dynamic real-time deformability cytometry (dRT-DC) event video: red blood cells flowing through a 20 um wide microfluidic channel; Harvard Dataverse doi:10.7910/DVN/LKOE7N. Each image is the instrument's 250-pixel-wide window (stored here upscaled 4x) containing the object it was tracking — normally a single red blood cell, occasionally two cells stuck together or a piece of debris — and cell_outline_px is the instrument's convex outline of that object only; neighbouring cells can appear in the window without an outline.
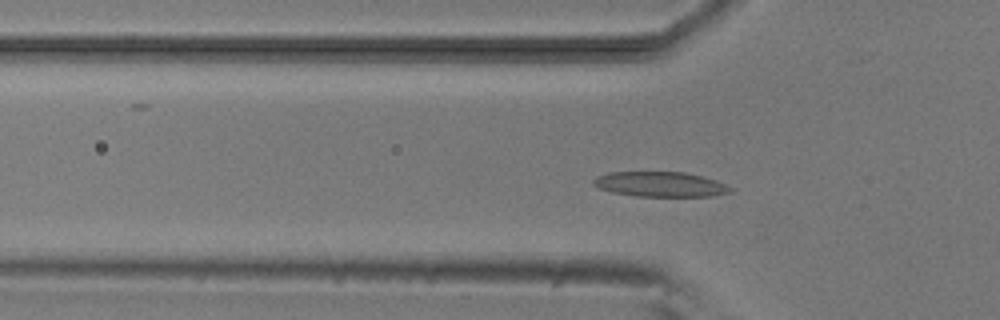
{"species": "common noctule bat (a hibernating species)", "species_latin": "Nyctalus noctula", "temperature_condition": "room temperature", "stored_images_in_passage": 53, "camera_frame_rate_fps": 3000, "um_per_image_px": 0.085, "animal": {"sex": "male", "body_mass_g": 20.5, "forearm_length_mm": 52.5}, "frame": {"image": 1, "passage_image": 16, "time_ms": 5.0, "image_size_px": [1000, 320], "cell_outline_px": [[732, 192], [712, 196], [636, 196], [612, 192], [600, 188], [592, 184], [592, 180], [596, 176], [608, 172], [684, 172], [704, 176], [716, 180], [732, 188]], "centroid_in_image_um": [56.12, 15.66], "position_along_channel_um": 69.7, "area_um2": 20.0}}
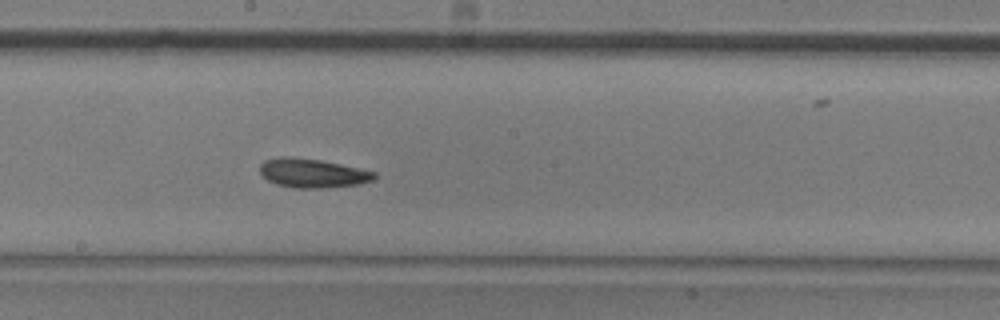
{"frame": {"image": 2, "passage_image": 28, "time_ms": 9.0, "image_size_px": [1000, 320], "cell_outline_px": [[376, 176], [372, 180], [360, 184], [324, 188], [292, 188], [276, 184], [268, 180], [260, 172], [260, 164], [264, 160], [284, 156], [288, 156], [320, 160], [340, 164], [376, 172]], "centroid_in_image_um": [26.55, 14.72], "position_along_channel_um": 221.7, "area_um2": 19.31}}
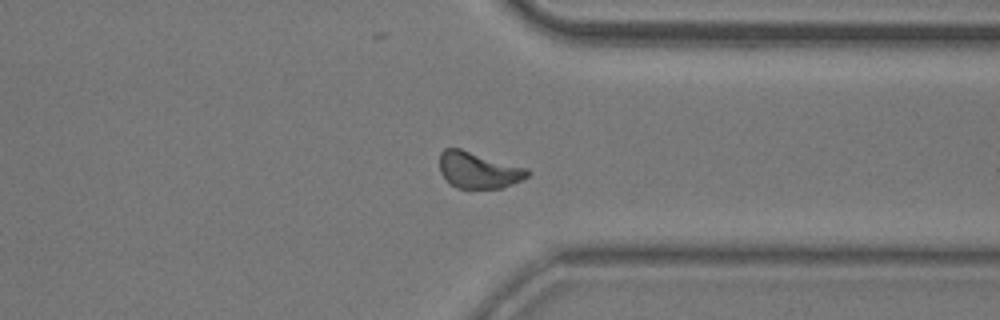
{"frame": {"image": 3, "passage_image": 40, "time_ms": 13.0, "image_size_px": [1000, 320], "cell_outline_px": [[532, 172], [528, 176], [512, 184], [500, 188], [456, 188], [448, 184], [440, 172], [440, 152], [444, 148], [460, 148], [528, 168]], "centroid_in_image_um": [40.65, 14.46], "position_along_channel_um": 370.8, "area_um2": 18.79}, "authors_computed_cell_mechanics": {"area_um2": 19.074, "velocity_mm_per_s": 3.7855, "shape_relaxation_time_tau1_ms": 4.2924, "shape_relaxation_time_tau2_ms": 2.8552, "deformation_change_tau1": 0.1117, "deformation_change_tau2": 0.0906}}